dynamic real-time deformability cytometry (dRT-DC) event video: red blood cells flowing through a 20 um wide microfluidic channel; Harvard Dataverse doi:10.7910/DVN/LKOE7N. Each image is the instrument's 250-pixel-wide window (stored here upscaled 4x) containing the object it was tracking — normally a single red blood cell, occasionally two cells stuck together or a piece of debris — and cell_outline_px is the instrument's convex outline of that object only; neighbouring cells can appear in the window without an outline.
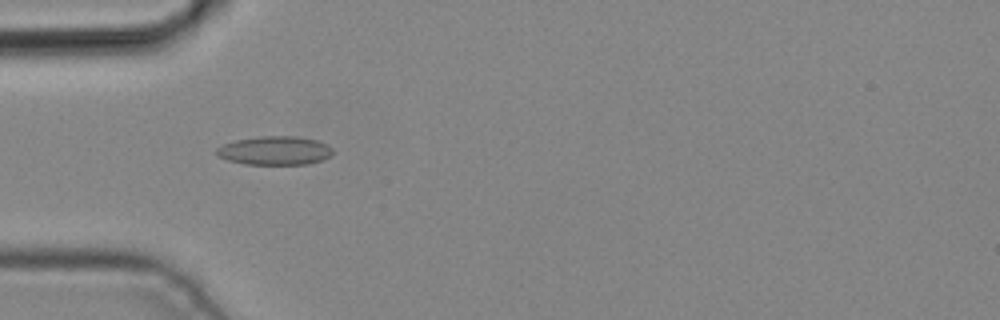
{"species": "common noctule bat (a hibernating species)", "species_latin": "Nyctalus noctula", "temperature_condition": "cold", "stored_images_in_passage": 5, "camera_frame_rate_fps": 3000, "um_per_image_px": 0.085, "animal": {"sex": "male", "body_mass_g": 19.2, "forearm_length_mm": 51.8}, "frame": {"image": 1, "passage_image": 4, "time_ms": 1.0, "image_size_px": [1000, 320], "cell_outline_px": [[332, 156], [308, 164], [244, 164], [228, 160], [216, 156], [216, 148], [224, 144], [236, 140], [260, 136], [296, 136], [316, 140], [328, 144], [332, 148]], "centroid_in_image_um": [23.36, 12.8], "position_along_channel_um": 61.6, "area_um2": 19.48}}
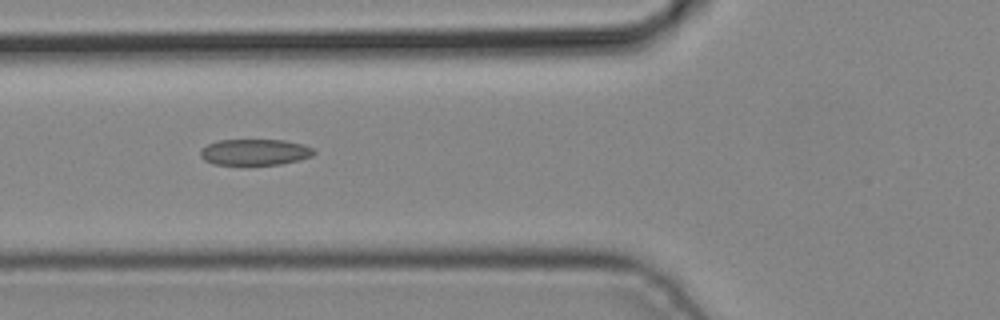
{"frame": {"image": 2, "passage_image": 5, "time_ms": 1.333, "image_size_px": [1000, 320], "cell_outline_px": [[316, 152], [312, 156], [300, 160], [280, 164], [244, 168], [212, 164], [204, 160], [200, 156], [200, 148], [216, 140], [284, 140], [304, 144], [312, 148]], "centroid_in_image_um": [21.61, 12.98], "position_along_channel_um": 104.2, "area_um2": 18.32}}